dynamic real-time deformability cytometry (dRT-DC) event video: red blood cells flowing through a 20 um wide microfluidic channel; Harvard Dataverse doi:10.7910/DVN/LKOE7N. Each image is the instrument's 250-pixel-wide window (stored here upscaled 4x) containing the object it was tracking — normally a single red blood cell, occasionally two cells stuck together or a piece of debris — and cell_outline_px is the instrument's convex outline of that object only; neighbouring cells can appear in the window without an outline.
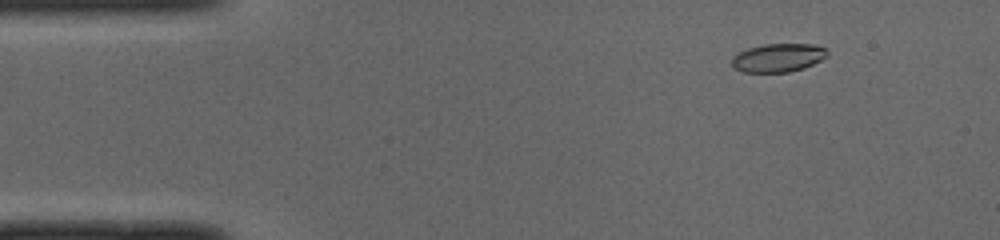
{"species": "common noctule bat (a hibernating species)", "species_latin": "Nyctalus noctula", "temperature_condition": "cold", "stored_images_in_passage": 50, "camera_frame_rate_fps": 3000, "um_per_image_px": 0.085, "animal": {"sex": "male", "body_mass_g": 19.0, "forearm_length_mm": 50.8}, "frame": {"image": 1, "passage_image": 6, "time_ms": 1.667, "image_size_px": [1000, 240], "cell_outline_px": [[828, 56], [804, 68], [788, 72], [744, 72], [732, 68], [732, 56], [736, 52], [748, 48], [764, 44], [816, 44], [824, 48], [828, 52]], "centroid_in_image_um": [66.11, 4.9], "position_along_channel_um": 18.9, "area_um2": 15.95}}
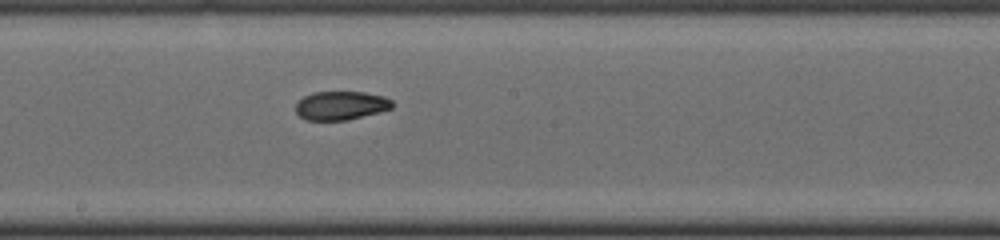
{"frame": {"image": 2, "passage_image": 27, "time_ms": 8.667, "image_size_px": [1000, 240], "cell_outline_px": [[392, 108], [380, 112], [348, 120], [308, 120], [300, 116], [296, 112], [296, 104], [304, 96], [312, 92], [364, 92], [384, 96], [392, 100]], "centroid_in_image_um": [28.99, 8.97], "position_along_channel_um": 219.2, "area_um2": 16.13}}
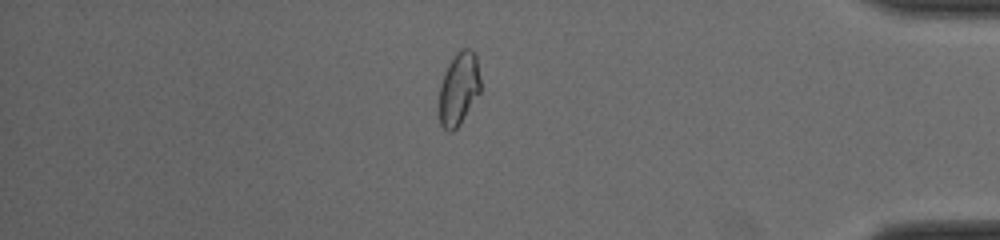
{"frame": {"image": 3, "passage_image": 43, "time_ms": 14.0, "image_size_px": [1000, 240], "cell_outline_px": [[480, 92], [460, 124], [452, 132], [448, 132], [440, 124], [440, 84], [444, 72], [448, 64], [456, 52], [464, 48], [468, 48], [476, 56], [480, 76]], "centroid_in_image_um": [39.0, 7.54], "position_along_channel_um": 396.2, "area_um2": 17.46}}